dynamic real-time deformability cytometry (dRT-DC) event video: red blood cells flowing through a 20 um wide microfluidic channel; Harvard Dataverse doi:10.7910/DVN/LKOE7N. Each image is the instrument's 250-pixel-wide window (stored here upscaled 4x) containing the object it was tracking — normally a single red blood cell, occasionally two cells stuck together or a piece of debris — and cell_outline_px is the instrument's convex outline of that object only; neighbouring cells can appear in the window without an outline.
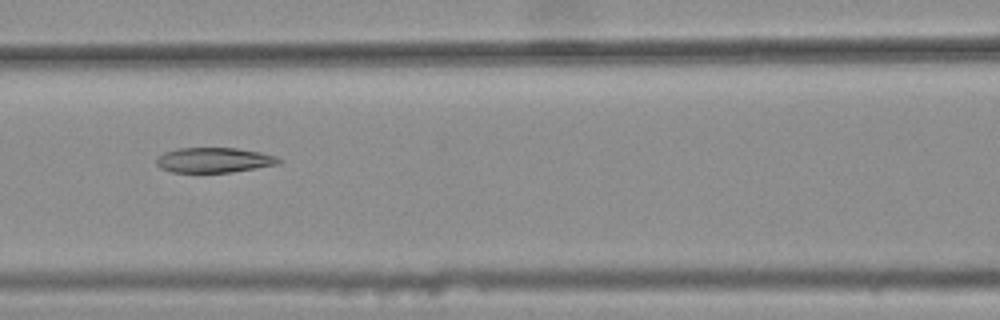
{"species": "common noctule bat (a hibernating species)", "species_latin": "Nyctalus noctula", "temperature_condition": "warm", "stored_images_in_passage": 7, "camera_frame_rate_fps": 3000, "um_per_image_px": 0.085, "animal": {"sex": "female", "body_mass_g": 25.1}, "frame": {"image": 1, "passage_image": 5, "time_ms": 1.333, "image_size_px": [1000, 320], "cell_outline_px": [[284, 160], [280, 164], [232, 172], [172, 172], [160, 168], [156, 164], [156, 156], [164, 152], [176, 148], [236, 148], [260, 152], [276, 156]], "centroid_in_image_um": [18.19, 13.6], "position_along_channel_um": 148.4, "area_um2": 18.03}}
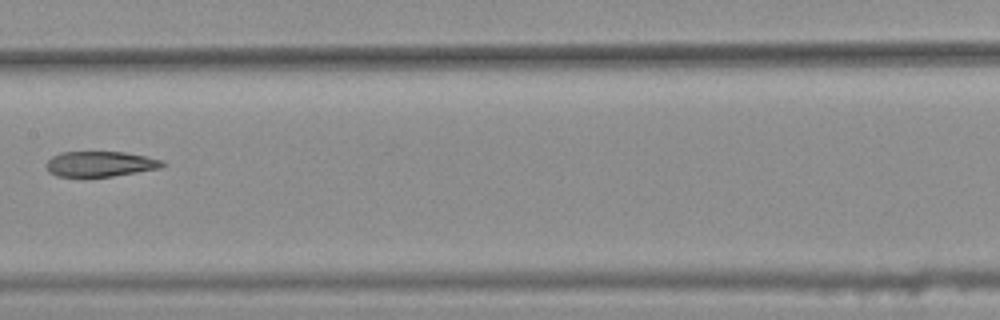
{"frame": {"image": 2, "passage_image": 6, "time_ms": 1.667, "image_size_px": [1000, 320], "cell_outline_px": [[168, 164], [160, 168], [112, 176], [56, 176], [48, 172], [48, 160], [52, 156], [60, 152], [124, 152], [164, 160]], "centroid_in_image_um": [8.55, 13.93], "position_along_channel_um": 198.8, "area_um2": 16.99}}
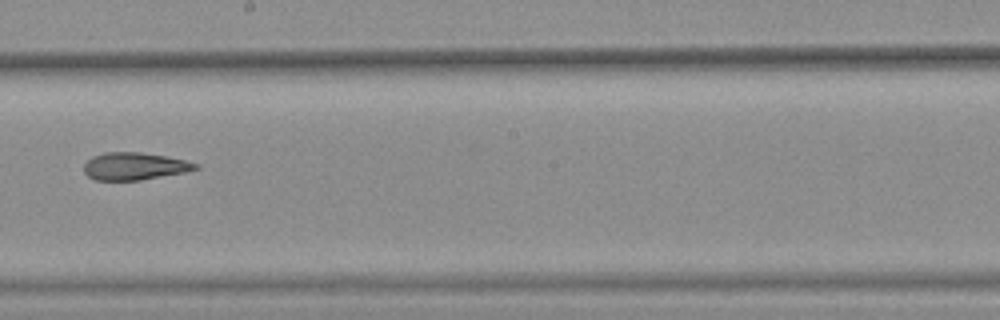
{"frame": {"image": 3, "passage_image": 7, "time_ms": 2.0, "image_size_px": [1000, 320], "cell_outline_px": [[200, 168], [184, 172], [140, 180], [96, 180], [88, 176], [84, 172], [84, 164], [92, 156], [104, 152], [140, 152], [164, 156], [184, 160], [200, 164]], "centroid_in_image_um": [11.42, 14.12], "position_along_channel_um": 236.8, "area_um2": 17.74}}